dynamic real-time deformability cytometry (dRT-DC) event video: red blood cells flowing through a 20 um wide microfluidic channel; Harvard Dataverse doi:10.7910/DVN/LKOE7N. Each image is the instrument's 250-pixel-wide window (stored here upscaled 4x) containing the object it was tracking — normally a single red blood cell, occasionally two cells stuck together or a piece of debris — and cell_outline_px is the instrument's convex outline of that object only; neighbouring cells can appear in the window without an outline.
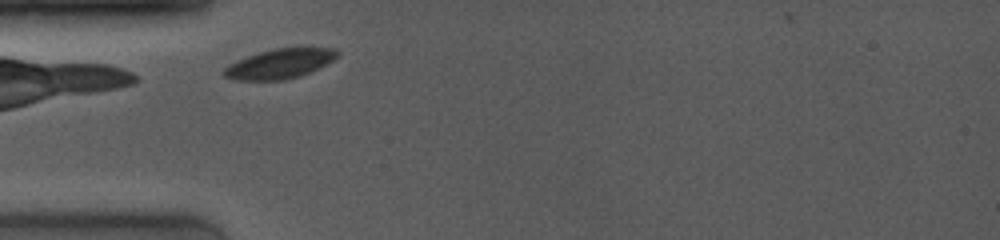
{"species": "common noctule bat (a hibernating species)", "species_latin": "Nyctalus noctula", "temperature_condition": "room temperature", "stored_images_in_passage": 22, "camera_frame_rate_fps": 4000, "um_per_image_px": 0.085, "animal": {"sex": "female", "body_mass_g": 19.0, "forearm_length_mm": 53.3}, "frame": {"image": 1, "passage_image": 1, "time_ms": 0.0, "image_size_px": [1000, 240], "cell_outline_px": [[340, 52], [332, 60], [300, 76], [284, 80], [236, 80], [224, 76], [220, 72], [228, 64], [236, 60], [260, 52], [276, 48], [336, 48]], "centroid_in_image_um": [23.71, 5.42], "position_along_channel_um": 61.3, "area_um2": 19.36}}
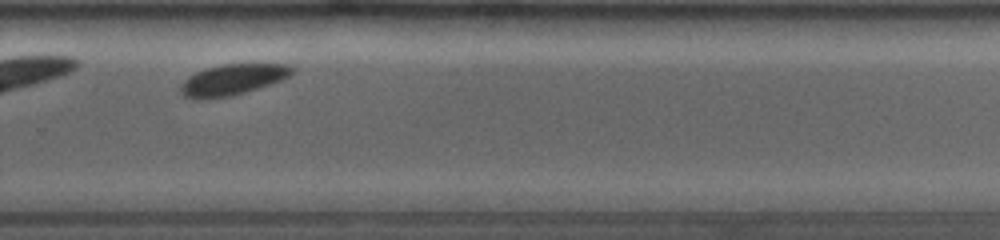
{"frame": {"image": 2, "passage_image": 16, "time_ms": 6.5, "image_size_px": [1000, 240], "cell_outline_px": [[296, 72], [280, 80], [244, 92], [228, 96], [184, 96], [180, 92], [180, 88], [184, 80], [188, 76], [204, 68], [220, 64], [292, 64], [296, 68]], "centroid_in_image_um": [19.84, 6.7], "position_along_channel_um": 310.0, "area_um2": 19.42}, "authors_computed_cell_mechanics": {"area_um2": 20.3745, "velocity_mm_per_s": 3.8549, "shape_relaxation_time_tau1_ms": 4.9105, "shape_relaxation_time_tau2_ms": null, "deformation_change_tau1": 0.0908, "deformation_change_tau2": null}}